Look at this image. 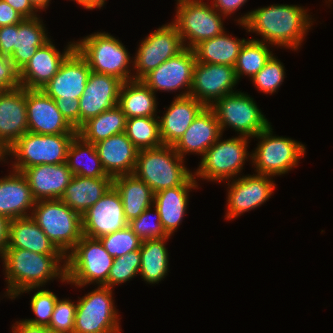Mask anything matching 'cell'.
<instances>
[{"label": "cell", "mask_w": 333, "mask_h": 333, "mask_svg": "<svg viewBox=\"0 0 333 333\" xmlns=\"http://www.w3.org/2000/svg\"><path fill=\"white\" fill-rule=\"evenodd\" d=\"M246 32L261 35L257 41L298 50L313 26L308 9L298 5L273 4L251 10L236 20Z\"/></svg>", "instance_id": "6da1fadb"}, {"label": "cell", "mask_w": 333, "mask_h": 333, "mask_svg": "<svg viewBox=\"0 0 333 333\" xmlns=\"http://www.w3.org/2000/svg\"><path fill=\"white\" fill-rule=\"evenodd\" d=\"M2 262L7 282L4 297L12 300L23 290L45 287L54 278L68 283L66 256L63 254H38L25 249L7 248Z\"/></svg>", "instance_id": "7a4b0ae2"}, {"label": "cell", "mask_w": 333, "mask_h": 333, "mask_svg": "<svg viewBox=\"0 0 333 333\" xmlns=\"http://www.w3.org/2000/svg\"><path fill=\"white\" fill-rule=\"evenodd\" d=\"M184 160L170 145L139 150L133 174L155 194L183 185L193 175Z\"/></svg>", "instance_id": "3957f363"}, {"label": "cell", "mask_w": 333, "mask_h": 333, "mask_svg": "<svg viewBox=\"0 0 333 333\" xmlns=\"http://www.w3.org/2000/svg\"><path fill=\"white\" fill-rule=\"evenodd\" d=\"M75 49L87 61L91 71L116 77L123 83L133 80V57L111 34L95 32L77 40Z\"/></svg>", "instance_id": "277c9868"}, {"label": "cell", "mask_w": 333, "mask_h": 333, "mask_svg": "<svg viewBox=\"0 0 333 333\" xmlns=\"http://www.w3.org/2000/svg\"><path fill=\"white\" fill-rule=\"evenodd\" d=\"M31 218L64 256L83 236L81 215L60 199L36 201Z\"/></svg>", "instance_id": "5b68a950"}, {"label": "cell", "mask_w": 333, "mask_h": 333, "mask_svg": "<svg viewBox=\"0 0 333 333\" xmlns=\"http://www.w3.org/2000/svg\"><path fill=\"white\" fill-rule=\"evenodd\" d=\"M77 133L41 135L23 134L6 152L14 158L12 170L23 172L26 168L41 164L66 163L69 145Z\"/></svg>", "instance_id": "8992f818"}, {"label": "cell", "mask_w": 333, "mask_h": 333, "mask_svg": "<svg viewBox=\"0 0 333 333\" xmlns=\"http://www.w3.org/2000/svg\"><path fill=\"white\" fill-rule=\"evenodd\" d=\"M113 260L99 239L83 235L66 256V280L80 288L95 283L104 286Z\"/></svg>", "instance_id": "52a82bcc"}, {"label": "cell", "mask_w": 333, "mask_h": 333, "mask_svg": "<svg viewBox=\"0 0 333 333\" xmlns=\"http://www.w3.org/2000/svg\"><path fill=\"white\" fill-rule=\"evenodd\" d=\"M270 124L254 138L260 141L251 152V162L255 172L272 177L288 173L299 165L305 156L306 148L301 142L287 137L273 135Z\"/></svg>", "instance_id": "ba28073f"}, {"label": "cell", "mask_w": 333, "mask_h": 333, "mask_svg": "<svg viewBox=\"0 0 333 333\" xmlns=\"http://www.w3.org/2000/svg\"><path fill=\"white\" fill-rule=\"evenodd\" d=\"M221 138L222 135L201 157L199 167L193 173L195 179L226 183L241 176L245 160L251 159V153L247 151L250 138L239 135L226 140Z\"/></svg>", "instance_id": "9c48e42d"}, {"label": "cell", "mask_w": 333, "mask_h": 333, "mask_svg": "<svg viewBox=\"0 0 333 333\" xmlns=\"http://www.w3.org/2000/svg\"><path fill=\"white\" fill-rule=\"evenodd\" d=\"M176 5V17L172 22L185 48L193 49L201 41L212 39L225 31L223 19L226 17L219 14L212 4L203 0H177Z\"/></svg>", "instance_id": "30bf717a"}, {"label": "cell", "mask_w": 333, "mask_h": 333, "mask_svg": "<svg viewBox=\"0 0 333 333\" xmlns=\"http://www.w3.org/2000/svg\"><path fill=\"white\" fill-rule=\"evenodd\" d=\"M210 108L218 119L222 134L231 127L239 136L254 138L271 124L254 98L241 91L223 96Z\"/></svg>", "instance_id": "8fae6325"}, {"label": "cell", "mask_w": 333, "mask_h": 333, "mask_svg": "<svg viewBox=\"0 0 333 333\" xmlns=\"http://www.w3.org/2000/svg\"><path fill=\"white\" fill-rule=\"evenodd\" d=\"M113 288L98 286L77 301L73 333H121Z\"/></svg>", "instance_id": "7c38bea8"}, {"label": "cell", "mask_w": 333, "mask_h": 333, "mask_svg": "<svg viewBox=\"0 0 333 333\" xmlns=\"http://www.w3.org/2000/svg\"><path fill=\"white\" fill-rule=\"evenodd\" d=\"M138 46L139 48L133 57L134 80H141L164 61L178 55L185 49L178 29L173 22L162 25L147 35Z\"/></svg>", "instance_id": "4fadbf2b"}, {"label": "cell", "mask_w": 333, "mask_h": 333, "mask_svg": "<svg viewBox=\"0 0 333 333\" xmlns=\"http://www.w3.org/2000/svg\"><path fill=\"white\" fill-rule=\"evenodd\" d=\"M273 177L255 173L238 176L227 181V211L225 219L233 220L245 212L251 211L265 203L274 193L276 185ZM231 182V183H230Z\"/></svg>", "instance_id": "5bb4252c"}, {"label": "cell", "mask_w": 333, "mask_h": 333, "mask_svg": "<svg viewBox=\"0 0 333 333\" xmlns=\"http://www.w3.org/2000/svg\"><path fill=\"white\" fill-rule=\"evenodd\" d=\"M196 56L193 49L185 48L178 55L169 58L156 69L150 71L141 80L154 92H176V97L190 95Z\"/></svg>", "instance_id": "9a60e30c"}, {"label": "cell", "mask_w": 333, "mask_h": 333, "mask_svg": "<svg viewBox=\"0 0 333 333\" xmlns=\"http://www.w3.org/2000/svg\"><path fill=\"white\" fill-rule=\"evenodd\" d=\"M238 82L235 67L196 62L190 96L210 107L223 96L237 92L234 87Z\"/></svg>", "instance_id": "2e32d148"}, {"label": "cell", "mask_w": 333, "mask_h": 333, "mask_svg": "<svg viewBox=\"0 0 333 333\" xmlns=\"http://www.w3.org/2000/svg\"><path fill=\"white\" fill-rule=\"evenodd\" d=\"M81 217L82 233L90 238L98 239L128 226L121 196L113 185Z\"/></svg>", "instance_id": "e0dca14e"}, {"label": "cell", "mask_w": 333, "mask_h": 333, "mask_svg": "<svg viewBox=\"0 0 333 333\" xmlns=\"http://www.w3.org/2000/svg\"><path fill=\"white\" fill-rule=\"evenodd\" d=\"M90 73L87 61L74 49L61 63L58 72L41 90L55 101L79 99Z\"/></svg>", "instance_id": "ac0fdd59"}, {"label": "cell", "mask_w": 333, "mask_h": 333, "mask_svg": "<svg viewBox=\"0 0 333 333\" xmlns=\"http://www.w3.org/2000/svg\"><path fill=\"white\" fill-rule=\"evenodd\" d=\"M28 131L41 135L77 133L63 117L53 98L41 89H26Z\"/></svg>", "instance_id": "d6986e66"}, {"label": "cell", "mask_w": 333, "mask_h": 333, "mask_svg": "<svg viewBox=\"0 0 333 333\" xmlns=\"http://www.w3.org/2000/svg\"><path fill=\"white\" fill-rule=\"evenodd\" d=\"M122 84L116 77L91 71L79 98L80 127L89 119L117 106Z\"/></svg>", "instance_id": "ffe728a7"}, {"label": "cell", "mask_w": 333, "mask_h": 333, "mask_svg": "<svg viewBox=\"0 0 333 333\" xmlns=\"http://www.w3.org/2000/svg\"><path fill=\"white\" fill-rule=\"evenodd\" d=\"M75 49V41L69 42L61 53L51 39L19 71L20 86L25 89H41L58 72L61 63Z\"/></svg>", "instance_id": "44dd1931"}, {"label": "cell", "mask_w": 333, "mask_h": 333, "mask_svg": "<svg viewBox=\"0 0 333 333\" xmlns=\"http://www.w3.org/2000/svg\"><path fill=\"white\" fill-rule=\"evenodd\" d=\"M26 132V89L0 92V150L6 152Z\"/></svg>", "instance_id": "7402d4cb"}, {"label": "cell", "mask_w": 333, "mask_h": 333, "mask_svg": "<svg viewBox=\"0 0 333 333\" xmlns=\"http://www.w3.org/2000/svg\"><path fill=\"white\" fill-rule=\"evenodd\" d=\"M221 135L223 134L213 110L204 107L173 148L183 159L188 153L202 157Z\"/></svg>", "instance_id": "603a6c76"}, {"label": "cell", "mask_w": 333, "mask_h": 333, "mask_svg": "<svg viewBox=\"0 0 333 333\" xmlns=\"http://www.w3.org/2000/svg\"><path fill=\"white\" fill-rule=\"evenodd\" d=\"M22 174L35 201L60 199L74 176L67 163L41 164L26 168Z\"/></svg>", "instance_id": "cb8c5ba5"}, {"label": "cell", "mask_w": 333, "mask_h": 333, "mask_svg": "<svg viewBox=\"0 0 333 333\" xmlns=\"http://www.w3.org/2000/svg\"><path fill=\"white\" fill-rule=\"evenodd\" d=\"M95 147L106 174L112 179L133 174L139 150L125 132L101 140Z\"/></svg>", "instance_id": "d4e9b609"}, {"label": "cell", "mask_w": 333, "mask_h": 333, "mask_svg": "<svg viewBox=\"0 0 333 333\" xmlns=\"http://www.w3.org/2000/svg\"><path fill=\"white\" fill-rule=\"evenodd\" d=\"M205 106L192 96L175 97L159 118L163 145L173 146Z\"/></svg>", "instance_id": "484cf974"}, {"label": "cell", "mask_w": 333, "mask_h": 333, "mask_svg": "<svg viewBox=\"0 0 333 333\" xmlns=\"http://www.w3.org/2000/svg\"><path fill=\"white\" fill-rule=\"evenodd\" d=\"M196 188H198V182L192 175L183 185L154 194L153 205L159 211L161 225L168 236H172L182 223L188 208L189 192Z\"/></svg>", "instance_id": "4316f807"}, {"label": "cell", "mask_w": 333, "mask_h": 333, "mask_svg": "<svg viewBox=\"0 0 333 333\" xmlns=\"http://www.w3.org/2000/svg\"><path fill=\"white\" fill-rule=\"evenodd\" d=\"M35 202L29 183L21 172L12 170L9 175L0 178L1 215L10 220L29 217Z\"/></svg>", "instance_id": "83f0119b"}, {"label": "cell", "mask_w": 333, "mask_h": 333, "mask_svg": "<svg viewBox=\"0 0 333 333\" xmlns=\"http://www.w3.org/2000/svg\"><path fill=\"white\" fill-rule=\"evenodd\" d=\"M112 185L111 177L91 178L74 175L60 200L82 216Z\"/></svg>", "instance_id": "f1b7e54d"}, {"label": "cell", "mask_w": 333, "mask_h": 333, "mask_svg": "<svg viewBox=\"0 0 333 333\" xmlns=\"http://www.w3.org/2000/svg\"><path fill=\"white\" fill-rule=\"evenodd\" d=\"M40 16L24 18L18 23V32H15L14 52L9 58L14 67L20 71L25 64L50 40L47 37L45 26Z\"/></svg>", "instance_id": "f546056e"}, {"label": "cell", "mask_w": 333, "mask_h": 333, "mask_svg": "<svg viewBox=\"0 0 333 333\" xmlns=\"http://www.w3.org/2000/svg\"><path fill=\"white\" fill-rule=\"evenodd\" d=\"M7 248L25 249L38 254H62L31 216L10 221Z\"/></svg>", "instance_id": "4dcf8cb0"}, {"label": "cell", "mask_w": 333, "mask_h": 333, "mask_svg": "<svg viewBox=\"0 0 333 333\" xmlns=\"http://www.w3.org/2000/svg\"><path fill=\"white\" fill-rule=\"evenodd\" d=\"M113 186L121 196L124 216L128 222L137 218L148 207L153 206V191L134 174L113 178Z\"/></svg>", "instance_id": "1f68e13d"}, {"label": "cell", "mask_w": 333, "mask_h": 333, "mask_svg": "<svg viewBox=\"0 0 333 333\" xmlns=\"http://www.w3.org/2000/svg\"><path fill=\"white\" fill-rule=\"evenodd\" d=\"M156 94L142 81L130 80L122 84L117 106L126 115L133 117H158Z\"/></svg>", "instance_id": "d6a6232c"}, {"label": "cell", "mask_w": 333, "mask_h": 333, "mask_svg": "<svg viewBox=\"0 0 333 333\" xmlns=\"http://www.w3.org/2000/svg\"><path fill=\"white\" fill-rule=\"evenodd\" d=\"M246 40L232 37V34L229 35L226 31L212 39L203 40L193 48L196 62L234 67L240 49Z\"/></svg>", "instance_id": "836d02e7"}, {"label": "cell", "mask_w": 333, "mask_h": 333, "mask_svg": "<svg viewBox=\"0 0 333 333\" xmlns=\"http://www.w3.org/2000/svg\"><path fill=\"white\" fill-rule=\"evenodd\" d=\"M170 238L171 236H167L142 241L139 275L146 283L158 284L167 276L169 272V253L166 248V242Z\"/></svg>", "instance_id": "e575fe53"}, {"label": "cell", "mask_w": 333, "mask_h": 333, "mask_svg": "<svg viewBox=\"0 0 333 333\" xmlns=\"http://www.w3.org/2000/svg\"><path fill=\"white\" fill-rule=\"evenodd\" d=\"M66 163L74 175L91 178L110 177L102 166L95 144L84 141L79 135H76L69 145Z\"/></svg>", "instance_id": "d590c367"}, {"label": "cell", "mask_w": 333, "mask_h": 333, "mask_svg": "<svg viewBox=\"0 0 333 333\" xmlns=\"http://www.w3.org/2000/svg\"><path fill=\"white\" fill-rule=\"evenodd\" d=\"M126 120V115L118 106H115L86 121L77 130V135L88 143L96 144L113 135L125 132Z\"/></svg>", "instance_id": "8d00e7d4"}, {"label": "cell", "mask_w": 333, "mask_h": 333, "mask_svg": "<svg viewBox=\"0 0 333 333\" xmlns=\"http://www.w3.org/2000/svg\"><path fill=\"white\" fill-rule=\"evenodd\" d=\"M273 55L269 45L255 38L248 39L242 45L236 62L235 72L238 81L244 76L254 77Z\"/></svg>", "instance_id": "74e56055"}, {"label": "cell", "mask_w": 333, "mask_h": 333, "mask_svg": "<svg viewBox=\"0 0 333 333\" xmlns=\"http://www.w3.org/2000/svg\"><path fill=\"white\" fill-rule=\"evenodd\" d=\"M125 133L138 150L163 145L158 117L127 118Z\"/></svg>", "instance_id": "f35d334b"}, {"label": "cell", "mask_w": 333, "mask_h": 333, "mask_svg": "<svg viewBox=\"0 0 333 333\" xmlns=\"http://www.w3.org/2000/svg\"><path fill=\"white\" fill-rule=\"evenodd\" d=\"M140 263V249L114 258L113 265L109 270L107 283L104 286L114 289L115 285L132 280L139 274Z\"/></svg>", "instance_id": "ab89813d"}, {"label": "cell", "mask_w": 333, "mask_h": 333, "mask_svg": "<svg viewBox=\"0 0 333 333\" xmlns=\"http://www.w3.org/2000/svg\"><path fill=\"white\" fill-rule=\"evenodd\" d=\"M105 250L113 257H120L140 249L142 240L127 226L98 238Z\"/></svg>", "instance_id": "60d3db41"}, {"label": "cell", "mask_w": 333, "mask_h": 333, "mask_svg": "<svg viewBox=\"0 0 333 333\" xmlns=\"http://www.w3.org/2000/svg\"><path fill=\"white\" fill-rule=\"evenodd\" d=\"M285 67L274 54L266 62L265 66L251 78L254 87L265 94H273L279 90L280 85L284 82Z\"/></svg>", "instance_id": "b9f144b4"}, {"label": "cell", "mask_w": 333, "mask_h": 333, "mask_svg": "<svg viewBox=\"0 0 333 333\" xmlns=\"http://www.w3.org/2000/svg\"><path fill=\"white\" fill-rule=\"evenodd\" d=\"M40 288H29L20 292L16 297L23 293L31 292V290H38L33 294L30 301V307L33 311L36 318L25 319V321L42 326H49V322L51 320L52 313L54 311V307L56 301L58 299L57 295L52 291L40 289Z\"/></svg>", "instance_id": "7bdbcfd3"}, {"label": "cell", "mask_w": 333, "mask_h": 333, "mask_svg": "<svg viewBox=\"0 0 333 333\" xmlns=\"http://www.w3.org/2000/svg\"><path fill=\"white\" fill-rule=\"evenodd\" d=\"M152 208H154L153 210L155 212L152 211ZM152 215L155 218L152 217ZM151 217L155 221H153ZM128 226L142 241L147 239H159L168 236L161 225L159 211L154 205L148 207L137 218L128 222Z\"/></svg>", "instance_id": "ee69618b"}, {"label": "cell", "mask_w": 333, "mask_h": 333, "mask_svg": "<svg viewBox=\"0 0 333 333\" xmlns=\"http://www.w3.org/2000/svg\"><path fill=\"white\" fill-rule=\"evenodd\" d=\"M57 299L48 328L54 333H73L77 302Z\"/></svg>", "instance_id": "f6af8a7d"}, {"label": "cell", "mask_w": 333, "mask_h": 333, "mask_svg": "<svg viewBox=\"0 0 333 333\" xmlns=\"http://www.w3.org/2000/svg\"><path fill=\"white\" fill-rule=\"evenodd\" d=\"M20 87L19 71L10 59L0 54V92Z\"/></svg>", "instance_id": "bcb514c9"}, {"label": "cell", "mask_w": 333, "mask_h": 333, "mask_svg": "<svg viewBox=\"0 0 333 333\" xmlns=\"http://www.w3.org/2000/svg\"><path fill=\"white\" fill-rule=\"evenodd\" d=\"M57 108L67 120V122L75 129L80 128V106L79 99L71 101H55Z\"/></svg>", "instance_id": "7dc6e473"}, {"label": "cell", "mask_w": 333, "mask_h": 333, "mask_svg": "<svg viewBox=\"0 0 333 333\" xmlns=\"http://www.w3.org/2000/svg\"><path fill=\"white\" fill-rule=\"evenodd\" d=\"M15 32H18V23L0 27V54L8 58L14 52Z\"/></svg>", "instance_id": "c3c4849f"}, {"label": "cell", "mask_w": 333, "mask_h": 333, "mask_svg": "<svg viewBox=\"0 0 333 333\" xmlns=\"http://www.w3.org/2000/svg\"><path fill=\"white\" fill-rule=\"evenodd\" d=\"M24 19L4 0H0V27L14 25Z\"/></svg>", "instance_id": "681fc988"}, {"label": "cell", "mask_w": 333, "mask_h": 333, "mask_svg": "<svg viewBox=\"0 0 333 333\" xmlns=\"http://www.w3.org/2000/svg\"><path fill=\"white\" fill-rule=\"evenodd\" d=\"M248 0H212L211 4L215 10L223 15L230 16L240 9Z\"/></svg>", "instance_id": "f907efd6"}, {"label": "cell", "mask_w": 333, "mask_h": 333, "mask_svg": "<svg viewBox=\"0 0 333 333\" xmlns=\"http://www.w3.org/2000/svg\"><path fill=\"white\" fill-rule=\"evenodd\" d=\"M13 9H15L24 18H34L39 16L38 10L31 4L29 0H4Z\"/></svg>", "instance_id": "816d5d0a"}, {"label": "cell", "mask_w": 333, "mask_h": 333, "mask_svg": "<svg viewBox=\"0 0 333 333\" xmlns=\"http://www.w3.org/2000/svg\"><path fill=\"white\" fill-rule=\"evenodd\" d=\"M12 330L13 333H54L47 326L31 324L24 319L16 321Z\"/></svg>", "instance_id": "f5cc1de1"}, {"label": "cell", "mask_w": 333, "mask_h": 333, "mask_svg": "<svg viewBox=\"0 0 333 333\" xmlns=\"http://www.w3.org/2000/svg\"><path fill=\"white\" fill-rule=\"evenodd\" d=\"M10 219L0 214V258L2 259L8 246Z\"/></svg>", "instance_id": "db71d44e"}, {"label": "cell", "mask_w": 333, "mask_h": 333, "mask_svg": "<svg viewBox=\"0 0 333 333\" xmlns=\"http://www.w3.org/2000/svg\"><path fill=\"white\" fill-rule=\"evenodd\" d=\"M106 0H82V7L85 9H101L105 5Z\"/></svg>", "instance_id": "11a10c76"}, {"label": "cell", "mask_w": 333, "mask_h": 333, "mask_svg": "<svg viewBox=\"0 0 333 333\" xmlns=\"http://www.w3.org/2000/svg\"><path fill=\"white\" fill-rule=\"evenodd\" d=\"M31 4L40 12L49 6L51 0H29Z\"/></svg>", "instance_id": "9f6ffc18"}, {"label": "cell", "mask_w": 333, "mask_h": 333, "mask_svg": "<svg viewBox=\"0 0 333 333\" xmlns=\"http://www.w3.org/2000/svg\"><path fill=\"white\" fill-rule=\"evenodd\" d=\"M6 157H7V156H6L5 152H2V151L0 150V162H1V161H2V162H3V161L5 162V161H6Z\"/></svg>", "instance_id": "6f0895ef"}, {"label": "cell", "mask_w": 333, "mask_h": 333, "mask_svg": "<svg viewBox=\"0 0 333 333\" xmlns=\"http://www.w3.org/2000/svg\"><path fill=\"white\" fill-rule=\"evenodd\" d=\"M73 1L82 6V0H73Z\"/></svg>", "instance_id": "680465c9"}]
</instances>
